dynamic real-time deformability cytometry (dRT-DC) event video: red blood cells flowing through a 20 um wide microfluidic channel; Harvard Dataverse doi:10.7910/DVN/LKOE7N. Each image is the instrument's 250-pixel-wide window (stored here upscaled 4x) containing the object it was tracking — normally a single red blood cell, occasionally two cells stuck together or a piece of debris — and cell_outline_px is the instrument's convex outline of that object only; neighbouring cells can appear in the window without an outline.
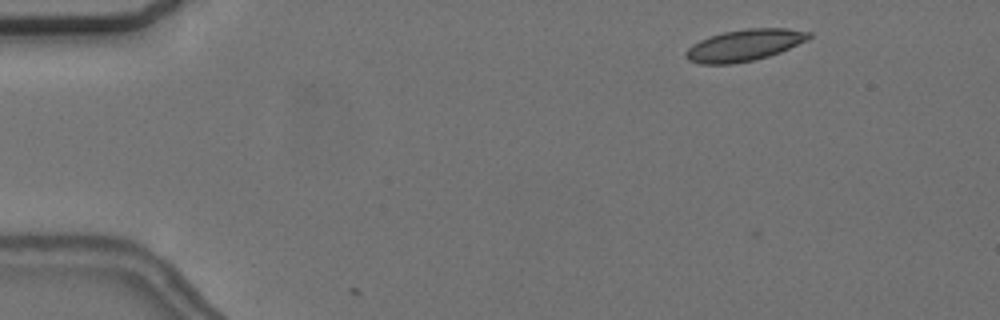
{"species": "common noctule bat (a hibernating species)", "species_latin": "Nyctalus noctula", "temperature_condition": "cold", "stored_images_in_passage": 4, "camera_frame_rate_fps": 3000, "um_per_image_px": 0.085, "animal": {"sex": "female", "body_mass_g": 24.6, "forearm_length_mm": 56.2}, "frame": {"image": 1, "passage_image": 2, "time_ms": 1.0, "image_size_px": [1000, 320], "cell_outline_px": [[812, 36], [780, 52], [768, 56], [752, 60], [732, 64], [700, 64], [688, 60], [684, 56], [684, 52], [692, 44], [700, 40], [724, 32], [744, 28], [784, 28], [812, 32]], "centroid_in_image_um": [63.22, 3.84], "position_along_channel_um": 21.8, "area_um2": 22.43}}